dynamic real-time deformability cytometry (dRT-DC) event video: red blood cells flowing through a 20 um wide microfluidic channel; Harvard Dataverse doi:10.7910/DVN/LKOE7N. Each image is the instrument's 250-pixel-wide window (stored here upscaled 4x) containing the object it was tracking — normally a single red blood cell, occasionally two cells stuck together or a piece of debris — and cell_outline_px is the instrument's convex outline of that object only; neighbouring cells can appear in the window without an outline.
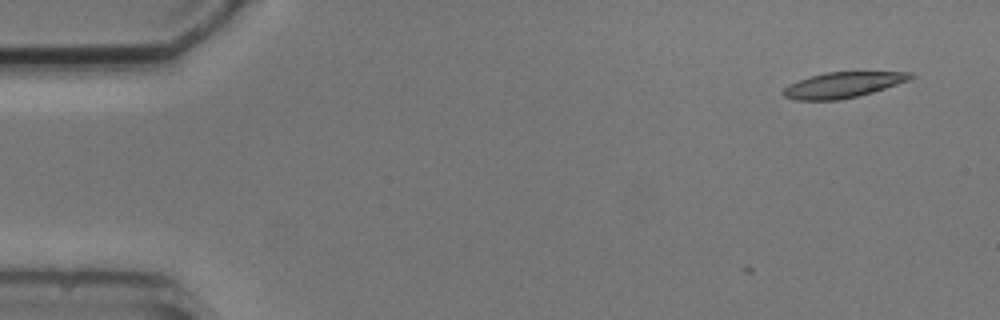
{"species": "common noctule bat (a hibernating species)", "species_latin": "Nyctalus noctula", "temperature_condition": "cold", "stored_images_in_passage": 3, "camera_frame_rate_fps": 3000, "um_per_image_px": 0.085, "animal": {"sex": "male", "body_mass_g": 20.5, "forearm_length_mm": 52.5}, "frame": {"image": 1, "passage_image": 3, "time_ms": 2.0, "image_size_px": [1000, 320], "cell_outline_px": [[916, 76], [908, 80], [872, 92], [840, 100], [796, 100], [784, 96], [780, 92], [788, 84], [824, 72], [912, 72]], "centroid_in_image_um": [71.61, 7.22], "position_along_channel_um": 13.4, "area_um2": 18.79}}